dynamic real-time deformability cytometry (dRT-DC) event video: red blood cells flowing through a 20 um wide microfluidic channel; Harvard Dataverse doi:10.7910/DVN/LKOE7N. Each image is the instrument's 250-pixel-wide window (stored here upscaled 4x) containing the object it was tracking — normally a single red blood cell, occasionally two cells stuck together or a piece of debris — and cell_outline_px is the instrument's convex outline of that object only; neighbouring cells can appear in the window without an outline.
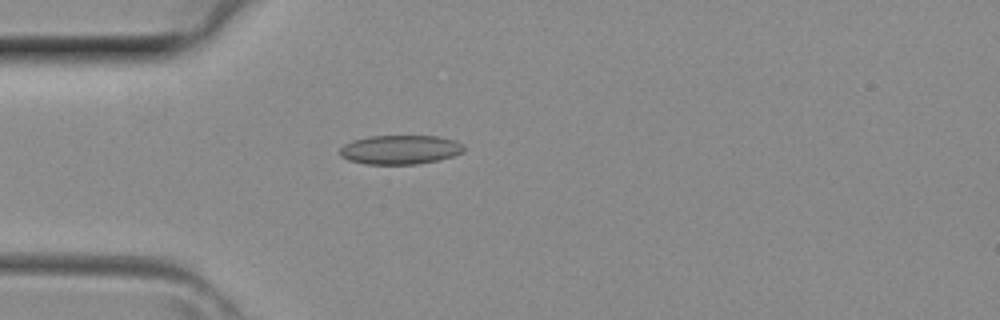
{"species": "common noctule bat (a hibernating species)", "species_latin": "Nyctalus noctula", "temperature_condition": "room temperature", "stored_images_in_passage": 30, "camera_frame_rate_fps": 3000, "um_per_image_px": 0.085, "animal": {"sex": "female", "body_mass_g": 29.2, "forearm_length_mm": 56.3}, "frame": {"image": 1, "passage_image": 1, "time_ms": 0.0, "image_size_px": [1000, 320], "cell_outline_px": [[464, 152], [452, 156], [436, 160], [416, 164], [364, 164], [348, 160], [340, 156], [340, 148], [344, 144], [352, 140], [368, 136], [436, 136], [456, 140], [464, 144]], "centroid_in_image_um": [34.0, 12.71], "position_along_channel_um": 51.0, "area_um2": 21.15}}
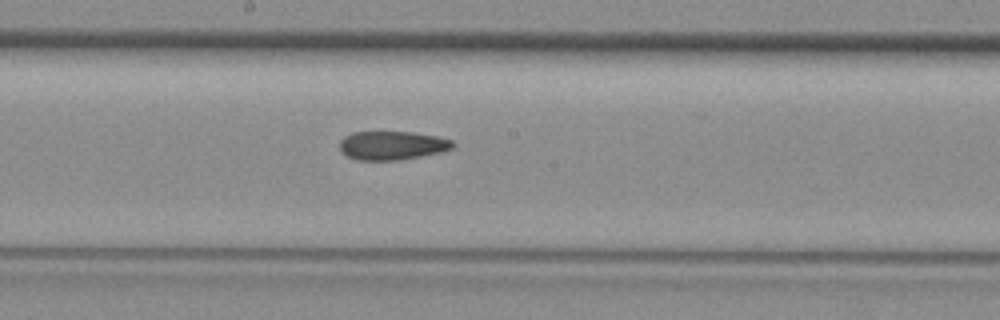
{"frame": {"image": 2, "passage_image": 11, "time_ms": 3.333, "image_size_px": [1000, 320], "cell_outline_px": [[456, 144], [452, 148], [440, 152], [420, 156], [396, 160], [356, 160], [340, 152], [340, 140], [344, 136], [352, 132], [412, 132], [436, 136], [452, 140]], "centroid_in_image_um": [33.3, 12.36], "position_along_channel_um": 214.9, "area_um2": 18.9}}
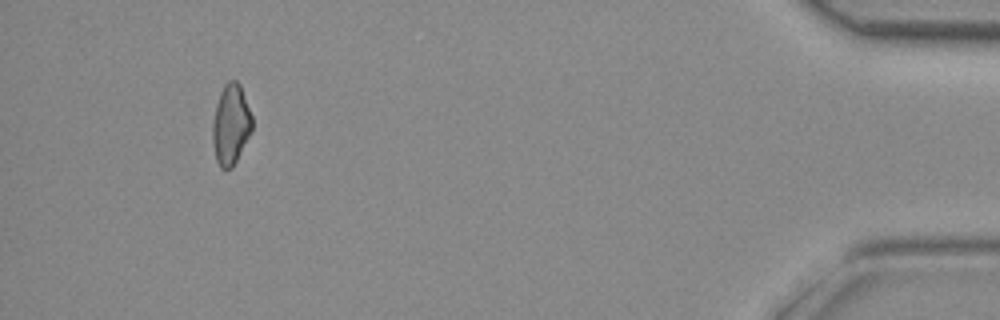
{"frame": {"image": 3, "passage_image": 27, "time_ms": 8.667, "image_size_px": [1000, 320], "cell_outline_px": [[252, 128], [232, 168], [220, 168], [216, 160], [212, 140], [212, 124], [216, 104], [220, 92], [224, 84], [228, 80], [236, 80], [240, 84], [252, 116]], "centroid_in_image_um": [19.6, 10.55], "position_along_channel_um": 415.6, "area_um2": 18.32}}